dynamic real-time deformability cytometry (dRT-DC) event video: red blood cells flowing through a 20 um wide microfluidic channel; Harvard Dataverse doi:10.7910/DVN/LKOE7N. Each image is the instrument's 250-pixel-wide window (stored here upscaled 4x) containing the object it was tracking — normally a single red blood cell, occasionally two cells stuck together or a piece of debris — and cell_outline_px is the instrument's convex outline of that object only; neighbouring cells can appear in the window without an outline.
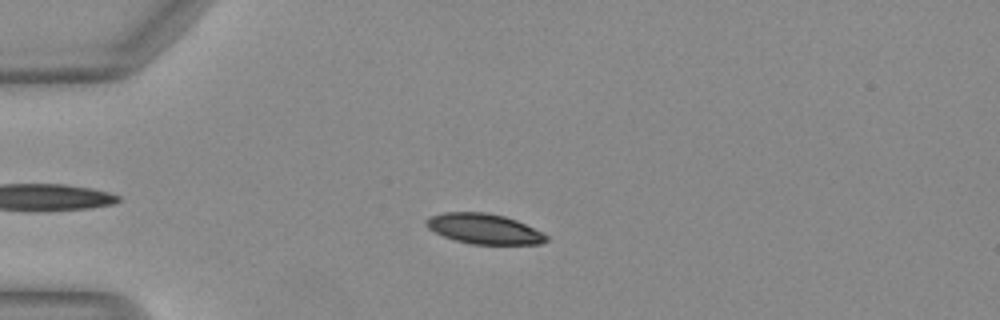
{"species": "Egyptian fruit bat (a non-hibernating species)", "species_latin": "Rousettus aegyptiacus", "temperature_condition": "warm", "stored_images_in_passage": 33, "camera_frame_rate_fps": 3000, "um_per_image_px": 0.085, "animal": {"sex": "female"}, "frame": {"image": 1, "passage_image": 3, "time_ms": 0.667, "image_size_px": [1000, 320], "cell_outline_px": [[548, 240], [540, 244], [472, 244], [456, 240], [444, 236], [428, 228], [424, 220], [432, 216], [444, 212], [484, 212], [504, 216], [516, 220], [548, 236]], "centroid_in_image_um": [41.13, 19.45], "position_along_channel_um": 43.9, "area_um2": 20.81}}
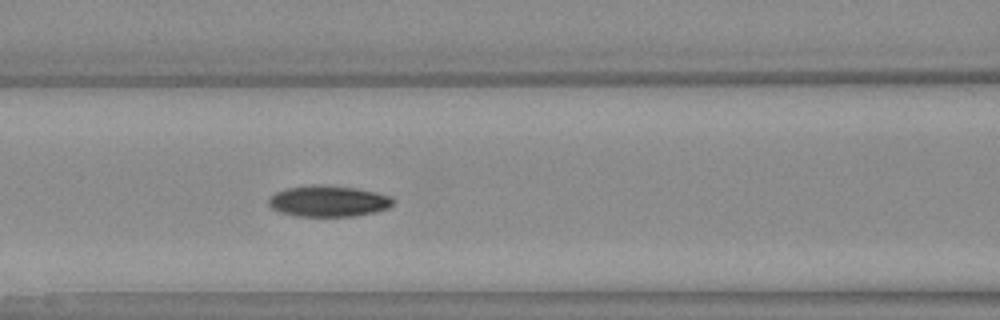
{"frame": {"image": 2, "passage_image": 12, "time_ms": 3.667, "image_size_px": [1000, 320], "cell_outline_px": [[392, 204], [388, 208], [376, 212], [356, 216], [296, 216], [280, 212], [272, 208], [268, 204], [268, 196], [276, 192], [288, 188], [312, 184], [356, 188], [388, 196], [392, 200]], "centroid_in_image_um": [27.85, 17.1], "position_along_channel_um": 138.8, "area_um2": 22.37}}
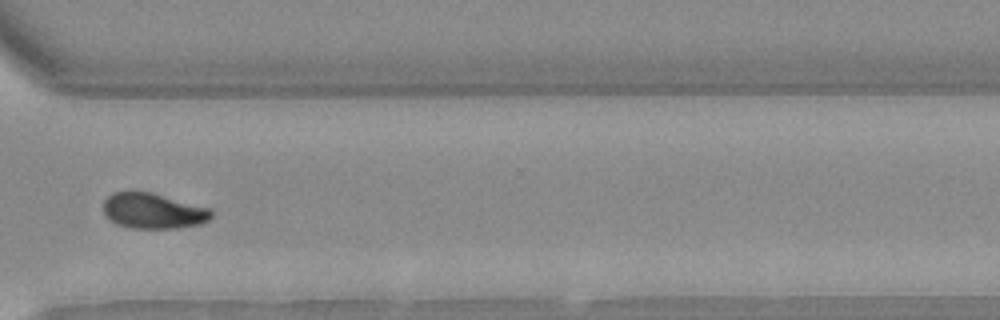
{"frame": {"image": 3, "passage_image": 28, "time_ms": 9.0, "image_size_px": [1000, 320], "cell_outline_px": [[212, 216], [208, 220], [200, 224], [176, 228], [132, 228], [116, 224], [108, 220], [104, 212], [104, 200], [112, 192], [148, 192], [208, 208], [212, 212]], "centroid_in_image_um": [12.97, 17.94], "position_along_channel_um": 357.6, "area_um2": 21.96}, "authors_computed_cell_mechanics": {"area_um2": 22.4842, "velocity_mm_per_s": 4.1022, "shape_relaxation_time_tau1_ms": 5.5235, "shape_relaxation_time_tau2_ms": null, "deformation_change_tau1": 0.1617, "deformation_change_tau2": null}}